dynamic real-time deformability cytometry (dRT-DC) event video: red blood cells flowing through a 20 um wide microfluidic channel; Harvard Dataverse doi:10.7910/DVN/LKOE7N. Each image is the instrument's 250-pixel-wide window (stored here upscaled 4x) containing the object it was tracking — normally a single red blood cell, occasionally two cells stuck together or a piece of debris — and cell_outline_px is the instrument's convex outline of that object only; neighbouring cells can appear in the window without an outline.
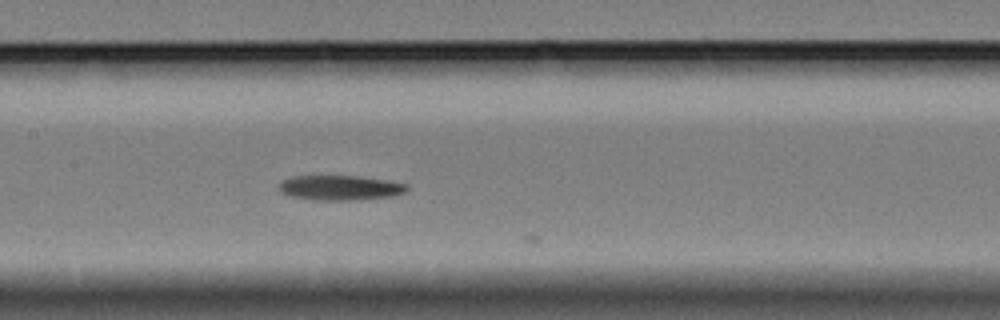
{"species": "Egyptian fruit bat (a non-hibernating species)", "species_latin": "Rousettus aegyptiacus", "temperature_condition": "cold", "stored_images_in_passage": 31, "camera_frame_rate_fps": 3000, "um_per_image_px": 0.085, "animal": {"sex": "female"}, "frame": {"image": 1, "passage_image": 30, "time_ms": 9.667, "image_size_px": [1000, 320], "cell_outline_px": [[408, 188], [404, 192], [392, 196], [352, 200], [312, 200], [288, 196], [280, 192], [276, 188], [280, 180], [292, 176], [356, 176], [388, 180], [408, 184]], "centroid_in_image_um": [28.82, 15.96], "position_along_channel_um": 178.6, "area_um2": 18.79}}